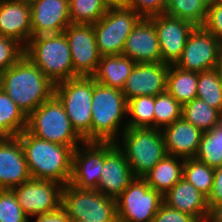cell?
Masks as SVG:
<instances>
[{"instance_id":"4dcf8cb0","label":"cell","mask_w":222,"mask_h":222,"mask_svg":"<svg viewBox=\"0 0 222 222\" xmlns=\"http://www.w3.org/2000/svg\"><path fill=\"white\" fill-rule=\"evenodd\" d=\"M183 178L208 198L213 188L214 168L196 158L184 159Z\"/></svg>"},{"instance_id":"5b68a950","label":"cell","mask_w":222,"mask_h":222,"mask_svg":"<svg viewBox=\"0 0 222 222\" xmlns=\"http://www.w3.org/2000/svg\"><path fill=\"white\" fill-rule=\"evenodd\" d=\"M121 146L135 178H143L161 159L167 155L161 129L127 127L121 134Z\"/></svg>"},{"instance_id":"52a82bcc","label":"cell","mask_w":222,"mask_h":222,"mask_svg":"<svg viewBox=\"0 0 222 222\" xmlns=\"http://www.w3.org/2000/svg\"><path fill=\"white\" fill-rule=\"evenodd\" d=\"M93 78L79 76L55 84L54 95L63 104L76 133L91 141Z\"/></svg>"},{"instance_id":"ee69618b","label":"cell","mask_w":222,"mask_h":222,"mask_svg":"<svg viewBox=\"0 0 222 222\" xmlns=\"http://www.w3.org/2000/svg\"><path fill=\"white\" fill-rule=\"evenodd\" d=\"M206 222H222V202H218L209 207Z\"/></svg>"},{"instance_id":"f1b7e54d","label":"cell","mask_w":222,"mask_h":222,"mask_svg":"<svg viewBox=\"0 0 222 222\" xmlns=\"http://www.w3.org/2000/svg\"><path fill=\"white\" fill-rule=\"evenodd\" d=\"M209 0H165V13L203 26L207 18Z\"/></svg>"},{"instance_id":"74e56055","label":"cell","mask_w":222,"mask_h":222,"mask_svg":"<svg viewBox=\"0 0 222 222\" xmlns=\"http://www.w3.org/2000/svg\"><path fill=\"white\" fill-rule=\"evenodd\" d=\"M25 47L17 40L0 35V74L24 56Z\"/></svg>"},{"instance_id":"277c9868","label":"cell","mask_w":222,"mask_h":222,"mask_svg":"<svg viewBox=\"0 0 222 222\" xmlns=\"http://www.w3.org/2000/svg\"><path fill=\"white\" fill-rule=\"evenodd\" d=\"M26 55L55 85L79 77L74 72L71 51L65 34L32 37L25 46Z\"/></svg>"},{"instance_id":"ba28073f","label":"cell","mask_w":222,"mask_h":222,"mask_svg":"<svg viewBox=\"0 0 222 222\" xmlns=\"http://www.w3.org/2000/svg\"><path fill=\"white\" fill-rule=\"evenodd\" d=\"M142 18L128 5L108 8L93 24L99 54L121 55L128 35Z\"/></svg>"},{"instance_id":"44dd1931","label":"cell","mask_w":222,"mask_h":222,"mask_svg":"<svg viewBox=\"0 0 222 222\" xmlns=\"http://www.w3.org/2000/svg\"><path fill=\"white\" fill-rule=\"evenodd\" d=\"M168 155L195 158L202 131L183 117L161 129Z\"/></svg>"},{"instance_id":"ab89813d","label":"cell","mask_w":222,"mask_h":222,"mask_svg":"<svg viewBox=\"0 0 222 222\" xmlns=\"http://www.w3.org/2000/svg\"><path fill=\"white\" fill-rule=\"evenodd\" d=\"M126 5L145 18L165 13V0H127Z\"/></svg>"},{"instance_id":"bcb514c9","label":"cell","mask_w":222,"mask_h":222,"mask_svg":"<svg viewBox=\"0 0 222 222\" xmlns=\"http://www.w3.org/2000/svg\"><path fill=\"white\" fill-rule=\"evenodd\" d=\"M216 69H217V72H218L219 77H220L221 82H222V55H221V57H220L219 62H218L217 65H216Z\"/></svg>"},{"instance_id":"cb8c5ba5","label":"cell","mask_w":222,"mask_h":222,"mask_svg":"<svg viewBox=\"0 0 222 222\" xmlns=\"http://www.w3.org/2000/svg\"><path fill=\"white\" fill-rule=\"evenodd\" d=\"M183 166V158L167 154L155 164L143 179L151 189L164 195L183 177Z\"/></svg>"},{"instance_id":"d6986e66","label":"cell","mask_w":222,"mask_h":222,"mask_svg":"<svg viewBox=\"0 0 222 222\" xmlns=\"http://www.w3.org/2000/svg\"><path fill=\"white\" fill-rule=\"evenodd\" d=\"M31 178L17 137L0 138V189H12Z\"/></svg>"},{"instance_id":"6da1fadb","label":"cell","mask_w":222,"mask_h":222,"mask_svg":"<svg viewBox=\"0 0 222 222\" xmlns=\"http://www.w3.org/2000/svg\"><path fill=\"white\" fill-rule=\"evenodd\" d=\"M22 145L31 178L70 182L73 149L32 135L27 129L17 136Z\"/></svg>"},{"instance_id":"ac0fdd59","label":"cell","mask_w":222,"mask_h":222,"mask_svg":"<svg viewBox=\"0 0 222 222\" xmlns=\"http://www.w3.org/2000/svg\"><path fill=\"white\" fill-rule=\"evenodd\" d=\"M136 63H160L162 55L153 21L143 17L128 35L122 51Z\"/></svg>"},{"instance_id":"8fae6325","label":"cell","mask_w":222,"mask_h":222,"mask_svg":"<svg viewBox=\"0 0 222 222\" xmlns=\"http://www.w3.org/2000/svg\"><path fill=\"white\" fill-rule=\"evenodd\" d=\"M63 185L50 180L30 178L12 188L25 215L36 216L56 210L61 206Z\"/></svg>"},{"instance_id":"5bb4252c","label":"cell","mask_w":222,"mask_h":222,"mask_svg":"<svg viewBox=\"0 0 222 222\" xmlns=\"http://www.w3.org/2000/svg\"><path fill=\"white\" fill-rule=\"evenodd\" d=\"M73 150L69 184L79 189L96 190L104 165V142L84 141Z\"/></svg>"},{"instance_id":"603a6c76","label":"cell","mask_w":222,"mask_h":222,"mask_svg":"<svg viewBox=\"0 0 222 222\" xmlns=\"http://www.w3.org/2000/svg\"><path fill=\"white\" fill-rule=\"evenodd\" d=\"M135 65L136 62L122 54L101 56L97 69L91 77L98 83L122 91Z\"/></svg>"},{"instance_id":"4316f807","label":"cell","mask_w":222,"mask_h":222,"mask_svg":"<svg viewBox=\"0 0 222 222\" xmlns=\"http://www.w3.org/2000/svg\"><path fill=\"white\" fill-rule=\"evenodd\" d=\"M27 129V116L0 87V137H17Z\"/></svg>"},{"instance_id":"9c48e42d","label":"cell","mask_w":222,"mask_h":222,"mask_svg":"<svg viewBox=\"0 0 222 222\" xmlns=\"http://www.w3.org/2000/svg\"><path fill=\"white\" fill-rule=\"evenodd\" d=\"M163 195L151 189L143 178H134L116 198L118 222H153Z\"/></svg>"},{"instance_id":"484cf974","label":"cell","mask_w":222,"mask_h":222,"mask_svg":"<svg viewBox=\"0 0 222 222\" xmlns=\"http://www.w3.org/2000/svg\"><path fill=\"white\" fill-rule=\"evenodd\" d=\"M61 206L68 213L70 220L91 219L92 190L79 189L71 184L63 186Z\"/></svg>"},{"instance_id":"7c38bea8","label":"cell","mask_w":222,"mask_h":222,"mask_svg":"<svg viewBox=\"0 0 222 222\" xmlns=\"http://www.w3.org/2000/svg\"><path fill=\"white\" fill-rule=\"evenodd\" d=\"M63 33L71 51L74 72L91 77L101 59L93 24H70Z\"/></svg>"},{"instance_id":"f6af8a7d","label":"cell","mask_w":222,"mask_h":222,"mask_svg":"<svg viewBox=\"0 0 222 222\" xmlns=\"http://www.w3.org/2000/svg\"><path fill=\"white\" fill-rule=\"evenodd\" d=\"M107 8H115L125 6L127 0H102Z\"/></svg>"},{"instance_id":"c3c4849f","label":"cell","mask_w":222,"mask_h":222,"mask_svg":"<svg viewBox=\"0 0 222 222\" xmlns=\"http://www.w3.org/2000/svg\"><path fill=\"white\" fill-rule=\"evenodd\" d=\"M70 222H89L87 220H70Z\"/></svg>"},{"instance_id":"1f68e13d","label":"cell","mask_w":222,"mask_h":222,"mask_svg":"<svg viewBox=\"0 0 222 222\" xmlns=\"http://www.w3.org/2000/svg\"><path fill=\"white\" fill-rule=\"evenodd\" d=\"M128 127L154 128V96H137L127 101Z\"/></svg>"},{"instance_id":"7bdbcfd3","label":"cell","mask_w":222,"mask_h":222,"mask_svg":"<svg viewBox=\"0 0 222 222\" xmlns=\"http://www.w3.org/2000/svg\"><path fill=\"white\" fill-rule=\"evenodd\" d=\"M35 222H70L68 213L62 206H59L56 210L41 215H36Z\"/></svg>"},{"instance_id":"ffe728a7","label":"cell","mask_w":222,"mask_h":222,"mask_svg":"<svg viewBox=\"0 0 222 222\" xmlns=\"http://www.w3.org/2000/svg\"><path fill=\"white\" fill-rule=\"evenodd\" d=\"M0 35L24 47L32 38L31 8L27 0H0Z\"/></svg>"},{"instance_id":"f546056e","label":"cell","mask_w":222,"mask_h":222,"mask_svg":"<svg viewBox=\"0 0 222 222\" xmlns=\"http://www.w3.org/2000/svg\"><path fill=\"white\" fill-rule=\"evenodd\" d=\"M197 98L222 113V82L216 68L198 73Z\"/></svg>"},{"instance_id":"d4e9b609","label":"cell","mask_w":222,"mask_h":222,"mask_svg":"<svg viewBox=\"0 0 222 222\" xmlns=\"http://www.w3.org/2000/svg\"><path fill=\"white\" fill-rule=\"evenodd\" d=\"M198 73L184 71L175 65H169L167 92L182 106L197 98Z\"/></svg>"},{"instance_id":"8992f818","label":"cell","mask_w":222,"mask_h":222,"mask_svg":"<svg viewBox=\"0 0 222 222\" xmlns=\"http://www.w3.org/2000/svg\"><path fill=\"white\" fill-rule=\"evenodd\" d=\"M27 130L41 139L70 146L73 150L84 142L72 127L63 104L55 95L27 117Z\"/></svg>"},{"instance_id":"f35d334b","label":"cell","mask_w":222,"mask_h":222,"mask_svg":"<svg viewBox=\"0 0 222 222\" xmlns=\"http://www.w3.org/2000/svg\"><path fill=\"white\" fill-rule=\"evenodd\" d=\"M203 27L222 42V0H209Z\"/></svg>"},{"instance_id":"836d02e7","label":"cell","mask_w":222,"mask_h":222,"mask_svg":"<svg viewBox=\"0 0 222 222\" xmlns=\"http://www.w3.org/2000/svg\"><path fill=\"white\" fill-rule=\"evenodd\" d=\"M183 106L167 91L154 96V128L162 129L182 118Z\"/></svg>"},{"instance_id":"83f0119b","label":"cell","mask_w":222,"mask_h":222,"mask_svg":"<svg viewBox=\"0 0 222 222\" xmlns=\"http://www.w3.org/2000/svg\"><path fill=\"white\" fill-rule=\"evenodd\" d=\"M182 117L202 132L214 131L222 123V113L200 98L183 105Z\"/></svg>"},{"instance_id":"9a60e30c","label":"cell","mask_w":222,"mask_h":222,"mask_svg":"<svg viewBox=\"0 0 222 222\" xmlns=\"http://www.w3.org/2000/svg\"><path fill=\"white\" fill-rule=\"evenodd\" d=\"M97 191L116 199L134 180V175L124 153L116 142H104V165Z\"/></svg>"},{"instance_id":"d6a6232c","label":"cell","mask_w":222,"mask_h":222,"mask_svg":"<svg viewBox=\"0 0 222 222\" xmlns=\"http://www.w3.org/2000/svg\"><path fill=\"white\" fill-rule=\"evenodd\" d=\"M107 10L102 0H69L71 24H94Z\"/></svg>"},{"instance_id":"2e32d148","label":"cell","mask_w":222,"mask_h":222,"mask_svg":"<svg viewBox=\"0 0 222 222\" xmlns=\"http://www.w3.org/2000/svg\"><path fill=\"white\" fill-rule=\"evenodd\" d=\"M168 70L169 65L164 62L136 63L122 89L125 99L166 92Z\"/></svg>"},{"instance_id":"4fadbf2b","label":"cell","mask_w":222,"mask_h":222,"mask_svg":"<svg viewBox=\"0 0 222 222\" xmlns=\"http://www.w3.org/2000/svg\"><path fill=\"white\" fill-rule=\"evenodd\" d=\"M149 18L153 21L157 32L162 62L175 65L181 58L187 39L196 26L166 13Z\"/></svg>"},{"instance_id":"b9f144b4","label":"cell","mask_w":222,"mask_h":222,"mask_svg":"<svg viewBox=\"0 0 222 222\" xmlns=\"http://www.w3.org/2000/svg\"><path fill=\"white\" fill-rule=\"evenodd\" d=\"M207 201L209 207L218 202H222V165L214 169L213 188Z\"/></svg>"},{"instance_id":"d590c367","label":"cell","mask_w":222,"mask_h":222,"mask_svg":"<svg viewBox=\"0 0 222 222\" xmlns=\"http://www.w3.org/2000/svg\"><path fill=\"white\" fill-rule=\"evenodd\" d=\"M89 222H118L116 199L92 190V209Z\"/></svg>"},{"instance_id":"e575fe53","label":"cell","mask_w":222,"mask_h":222,"mask_svg":"<svg viewBox=\"0 0 222 222\" xmlns=\"http://www.w3.org/2000/svg\"><path fill=\"white\" fill-rule=\"evenodd\" d=\"M220 137L215 131L203 132L195 158L211 168L222 165Z\"/></svg>"},{"instance_id":"7dc6e473","label":"cell","mask_w":222,"mask_h":222,"mask_svg":"<svg viewBox=\"0 0 222 222\" xmlns=\"http://www.w3.org/2000/svg\"><path fill=\"white\" fill-rule=\"evenodd\" d=\"M218 136L220 137V145H221V149H222V123L220 124V126H218L215 130H214Z\"/></svg>"},{"instance_id":"7402d4cb","label":"cell","mask_w":222,"mask_h":222,"mask_svg":"<svg viewBox=\"0 0 222 222\" xmlns=\"http://www.w3.org/2000/svg\"><path fill=\"white\" fill-rule=\"evenodd\" d=\"M163 203L190 214L199 222H206L208 217L207 197L183 177L163 195Z\"/></svg>"},{"instance_id":"e0dca14e","label":"cell","mask_w":222,"mask_h":222,"mask_svg":"<svg viewBox=\"0 0 222 222\" xmlns=\"http://www.w3.org/2000/svg\"><path fill=\"white\" fill-rule=\"evenodd\" d=\"M30 8L32 37L62 33L71 24L69 0H35Z\"/></svg>"},{"instance_id":"3957f363","label":"cell","mask_w":222,"mask_h":222,"mask_svg":"<svg viewBox=\"0 0 222 222\" xmlns=\"http://www.w3.org/2000/svg\"><path fill=\"white\" fill-rule=\"evenodd\" d=\"M91 102V141L117 142L118 137L120 138L128 127L127 122L122 123L127 116V100L123 92L93 79ZM121 124H124L123 128Z\"/></svg>"},{"instance_id":"30bf717a","label":"cell","mask_w":222,"mask_h":222,"mask_svg":"<svg viewBox=\"0 0 222 222\" xmlns=\"http://www.w3.org/2000/svg\"><path fill=\"white\" fill-rule=\"evenodd\" d=\"M222 55V42L203 26H196L189 35L181 58L175 66L200 73L216 68Z\"/></svg>"},{"instance_id":"8d00e7d4","label":"cell","mask_w":222,"mask_h":222,"mask_svg":"<svg viewBox=\"0 0 222 222\" xmlns=\"http://www.w3.org/2000/svg\"><path fill=\"white\" fill-rule=\"evenodd\" d=\"M0 222H28V217L10 189H0Z\"/></svg>"},{"instance_id":"7a4b0ae2","label":"cell","mask_w":222,"mask_h":222,"mask_svg":"<svg viewBox=\"0 0 222 222\" xmlns=\"http://www.w3.org/2000/svg\"><path fill=\"white\" fill-rule=\"evenodd\" d=\"M54 86L26 55L0 74V87L27 117L54 95Z\"/></svg>"},{"instance_id":"60d3db41","label":"cell","mask_w":222,"mask_h":222,"mask_svg":"<svg viewBox=\"0 0 222 222\" xmlns=\"http://www.w3.org/2000/svg\"><path fill=\"white\" fill-rule=\"evenodd\" d=\"M153 222H199L196 218L185 212L171 208L162 203Z\"/></svg>"}]
</instances>
